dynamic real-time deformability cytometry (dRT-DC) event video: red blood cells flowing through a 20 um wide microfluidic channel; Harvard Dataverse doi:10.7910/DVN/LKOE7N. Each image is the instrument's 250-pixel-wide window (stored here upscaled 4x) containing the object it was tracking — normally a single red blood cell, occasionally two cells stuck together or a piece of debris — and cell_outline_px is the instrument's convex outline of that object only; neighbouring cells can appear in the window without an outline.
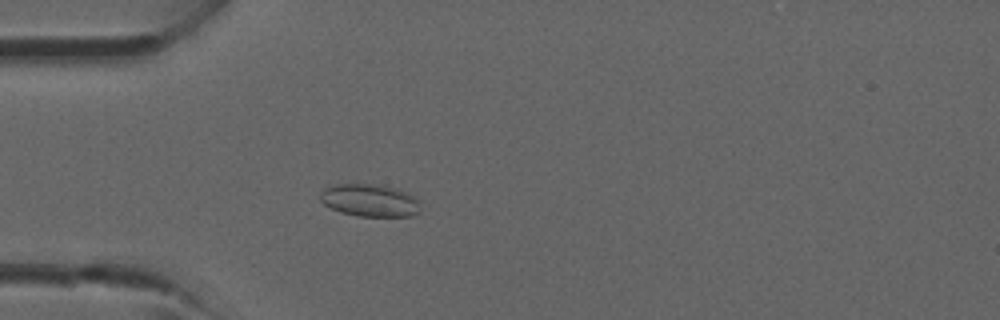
{"species": "common noctule bat (a hibernating species)", "species_latin": "Nyctalus noctula", "temperature_condition": "room temperature", "stored_images_in_passage": 41, "camera_frame_rate_fps": 3000, "um_per_image_px": 0.085, "animal": {"sex": "male", "forearm_length_mm": 52.5}, "frame": {"image": 1, "passage_image": 12, "time_ms": 3.667, "image_size_px": [1000, 320], "cell_outline_px": [[420, 212], [412, 216], [360, 216], [340, 212], [324, 204], [320, 200], [320, 192], [324, 188], [336, 184], [372, 184], [392, 188], [404, 192], [412, 196], [416, 200], [420, 208]], "centroid_in_image_um": [31.38, 17.04], "position_along_channel_um": 53.6, "area_um2": 18.67}}
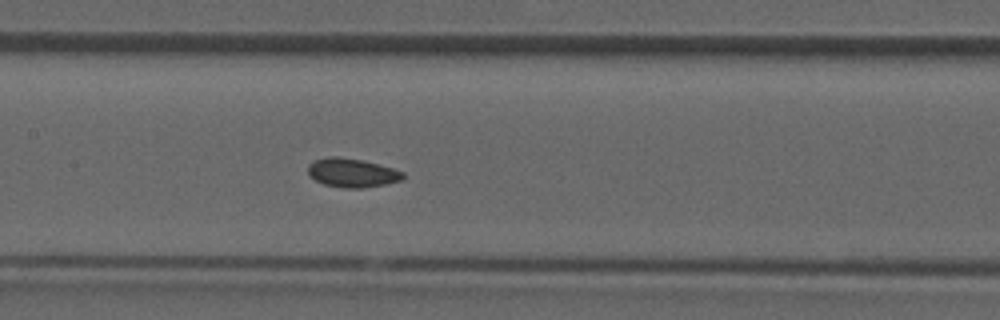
{"frame": {"image": 2, "passage_image": 20, "time_ms": 6.333, "image_size_px": [1000, 320], "cell_outline_px": [[404, 180], [384, 184], [360, 188], [344, 188], [324, 184], [316, 180], [308, 172], [308, 164], [316, 160], [328, 156], [340, 156], [364, 160], [392, 168], [404, 172]], "centroid_in_image_um": [29.95, 14.67], "position_along_channel_um": 177.5, "area_um2": 15.95}}
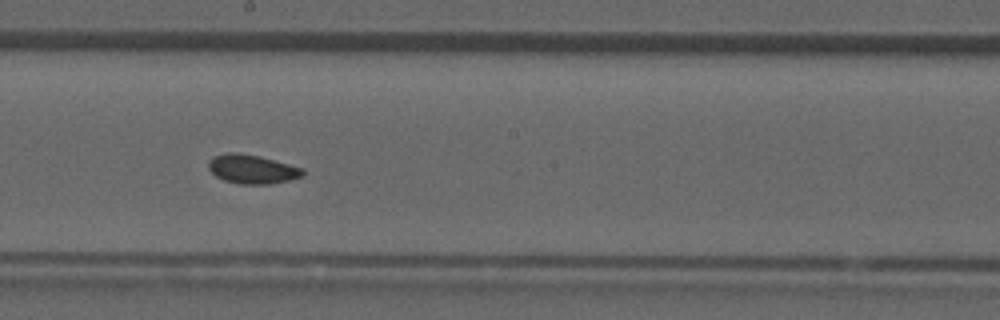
{"frame": {"image": 3, "passage_image": 23, "time_ms": 7.333, "image_size_px": [1000, 320], "cell_outline_px": [[304, 176], [288, 180], [268, 184], [240, 184], [224, 180], [216, 176], [208, 168], [208, 160], [212, 156], [228, 152], [236, 152], [260, 156], [304, 168]], "centroid_in_image_um": [21.42, 14.36], "position_along_channel_um": 226.8, "area_um2": 16.01}}